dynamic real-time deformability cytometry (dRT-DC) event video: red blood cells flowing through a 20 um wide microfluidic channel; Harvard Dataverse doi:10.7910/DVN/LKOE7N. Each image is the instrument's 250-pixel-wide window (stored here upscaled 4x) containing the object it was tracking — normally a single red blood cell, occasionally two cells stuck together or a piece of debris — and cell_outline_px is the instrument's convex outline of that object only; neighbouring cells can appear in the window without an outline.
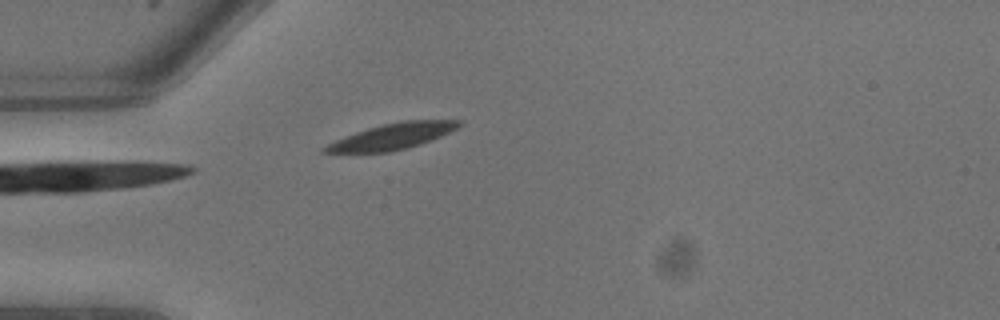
{"species": "common noctule bat (a hibernating species)", "species_latin": "Nyctalus noctula", "temperature_condition": "warm", "stored_images_in_passage": 3, "camera_frame_rate_fps": 3000, "um_per_image_px": 0.085, "animal": {"sex": "male", "body_mass_g": 13.3}, "frame": {"image": 1, "passage_image": 1, "time_ms": 0.0, "image_size_px": [1000, 320], "cell_outline_px": [[464, 124], [440, 136], [420, 144], [388, 152], [320, 152], [328, 144], [344, 136], [380, 124], [400, 120], [464, 120]], "centroid_in_image_um": [33.38, 11.56], "position_along_channel_um": 51.6, "area_um2": 20.0}}